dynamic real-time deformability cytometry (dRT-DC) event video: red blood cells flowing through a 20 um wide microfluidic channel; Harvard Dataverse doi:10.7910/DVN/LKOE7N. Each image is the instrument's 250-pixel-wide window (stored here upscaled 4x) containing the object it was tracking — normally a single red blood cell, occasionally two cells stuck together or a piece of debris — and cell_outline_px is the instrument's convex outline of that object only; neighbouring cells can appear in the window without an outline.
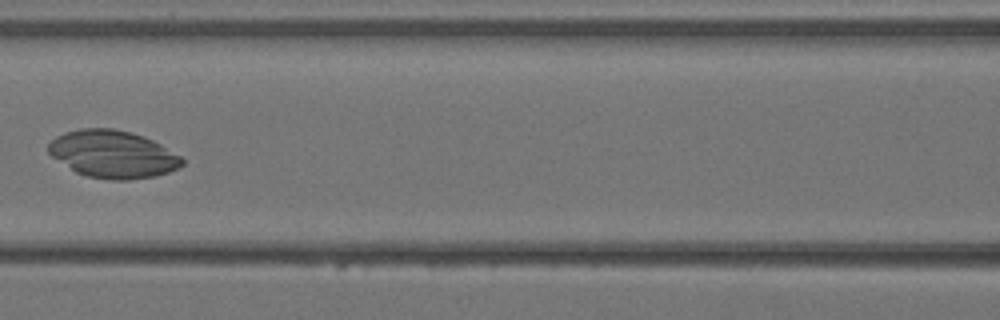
{"species": "Egyptian fruit bat (a non-hibernating species)", "species_latin": "Rousettus aegyptiacus", "temperature_condition": "warm", "stored_images_in_passage": 7, "segment_of_instrument_passage": [2, 2], "camera_frame_rate_fps": 3000, "um_per_image_px": 0.085, "animal": {"sex": "female"}, "frame": {"image": 1, "passage_image": 7, "time_ms": 2.0, "image_size_px": [1000, 320], "cell_outline_px": [[184, 164], [180, 168], [156, 176], [128, 180], [112, 180], [88, 176], [76, 172], [52, 156], [48, 152], [48, 144], [56, 136], [64, 132], [80, 128], [112, 128], [132, 132], [144, 136], [160, 144], [180, 156], [184, 160]], "centroid_in_image_um": [9.6, 13.1], "position_along_channel_um": 157.0, "area_um2": 36.99}}